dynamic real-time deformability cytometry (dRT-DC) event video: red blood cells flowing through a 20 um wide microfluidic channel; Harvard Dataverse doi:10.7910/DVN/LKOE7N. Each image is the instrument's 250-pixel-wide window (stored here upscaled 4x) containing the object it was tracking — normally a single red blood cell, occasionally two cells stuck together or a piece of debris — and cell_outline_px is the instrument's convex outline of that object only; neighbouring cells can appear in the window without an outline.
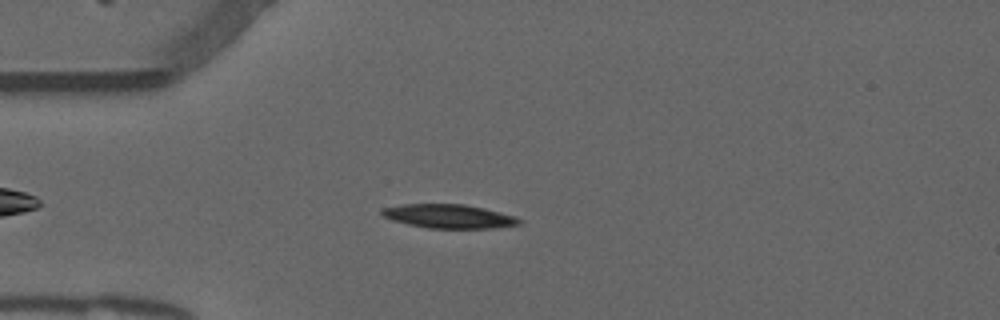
{"species": "common noctule bat (a hibernating species)", "species_latin": "Nyctalus noctula", "temperature_condition": "warm", "stored_images_in_passage": 44, "camera_frame_rate_fps": 3000, "um_per_image_px": 0.085, "animal": {"sex": "male", "forearm_length_mm": 52.5}, "frame": {"image": 1, "passage_image": 7, "time_ms": 2.0, "image_size_px": [1000, 320], "cell_outline_px": [[524, 220], [520, 224], [496, 228], [428, 228], [408, 224], [392, 220], [384, 216], [380, 212], [384, 208], [404, 204], [464, 204], [484, 208], [516, 216]], "centroid_in_image_um": [38.21, 18.38], "position_along_channel_um": 46.8, "area_um2": 19.07}}
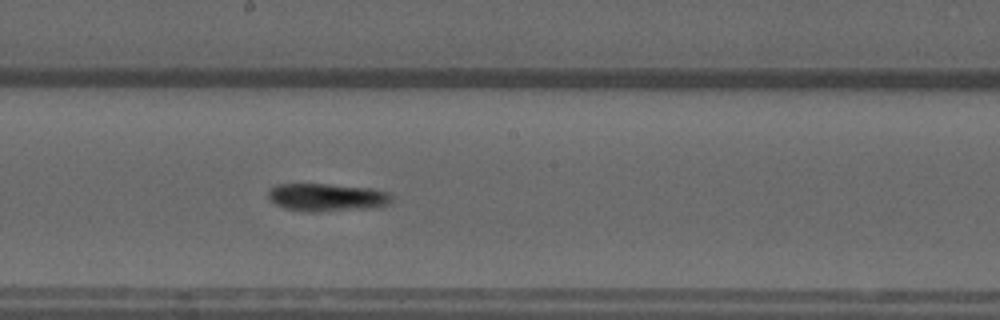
{"frame": {"image": 2, "passage_image": 22, "time_ms": 7.0, "image_size_px": [1000, 320], "cell_outline_px": [[392, 204], [372, 208], [320, 212], [304, 212], [284, 208], [276, 204], [268, 196], [268, 192], [276, 184], [328, 184], [376, 188], [388, 192], [392, 196]], "centroid_in_image_um": [27.85, 16.78], "position_along_channel_um": 220.3, "area_um2": 20.4}}
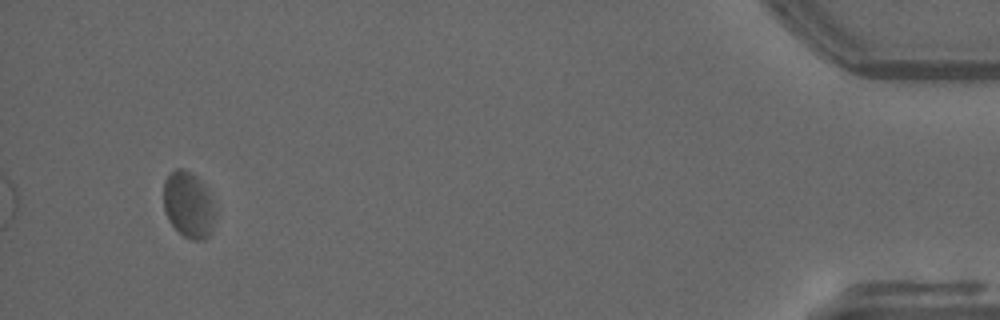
{"frame": {"image": 3, "passage_image": 44, "time_ms": 14.333, "image_size_px": [1000, 320], "cell_outline_px": [[216, 212], [208, 236], [204, 240], [192, 240], [184, 236], [168, 220], [164, 208], [164, 180], [176, 168], [180, 168], [196, 176], [200, 180], [208, 192], [216, 208]], "centroid_in_image_um": [16.02, 17.41], "position_along_channel_um": 419.2, "area_um2": 19.65}, "authors_computed_cell_mechanics": {"area_um2": 19.7387, "velocity_mm_per_s": 3.7865, "shape_relaxation_time_tau1_ms": 3.849, "shape_relaxation_time_tau2_ms": 9.6064, "deformation_change_tau1": 0.0982, "deformation_change_tau2": 0.1609}}